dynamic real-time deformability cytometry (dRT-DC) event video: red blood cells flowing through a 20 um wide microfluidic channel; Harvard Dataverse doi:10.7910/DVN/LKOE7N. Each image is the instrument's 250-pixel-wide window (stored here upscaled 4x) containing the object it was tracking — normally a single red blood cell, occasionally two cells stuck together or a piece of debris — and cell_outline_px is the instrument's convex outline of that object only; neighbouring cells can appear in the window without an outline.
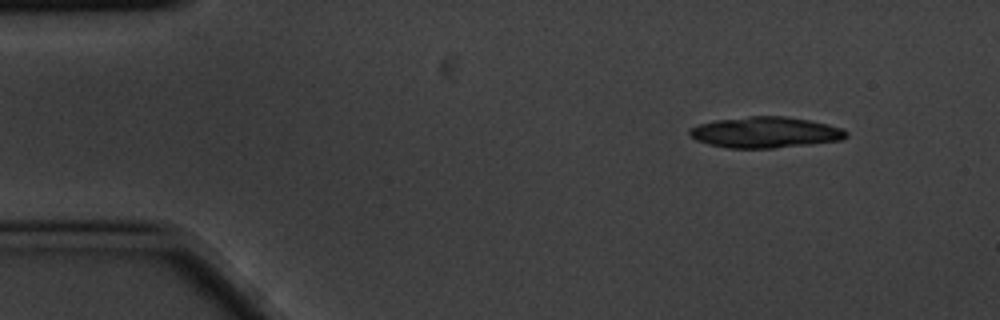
{"species": "common noctule bat (a hibernating species)", "species_latin": "Nyctalus noctula", "temperature_condition": "cold", "stored_images_in_passage": 4, "camera_frame_rate_fps": 3000, "um_per_image_px": 0.085, "animal": {"sex": "male", "body_mass_g": 20.1, "forearm_length_mm": 53.5}, "frame": {"image": 1, "passage_image": 1, "time_ms": 0.0, "image_size_px": [1000, 320], "cell_outline_px": [[848, 136], [844, 140], [812, 144], [776, 148], [728, 148], [708, 144], [696, 140], [688, 132], [688, 128], [700, 124], [716, 120], [748, 116], [784, 116], [808, 120], [840, 128], [848, 132]], "centroid_in_image_um": [65.05, 11.26], "position_along_channel_um": 20.0, "area_um2": 28.26}}